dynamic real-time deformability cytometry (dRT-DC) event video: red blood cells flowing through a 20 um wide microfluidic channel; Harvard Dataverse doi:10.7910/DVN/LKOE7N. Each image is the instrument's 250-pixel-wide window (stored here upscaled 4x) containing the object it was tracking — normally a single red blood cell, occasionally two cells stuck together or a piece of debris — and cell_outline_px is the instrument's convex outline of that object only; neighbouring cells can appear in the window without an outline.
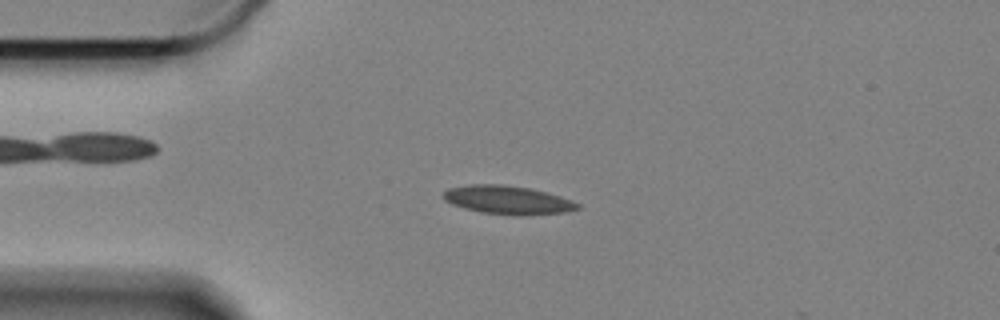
{"species": "Egyptian fruit bat (a non-hibernating species)", "species_latin": "Rousettus aegyptiacus", "temperature_condition": "cold", "stored_images_in_passage": 54, "camera_frame_rate_fps": 3000, "um_per_image_px": 0.085, "animal": {"sex": "female"}, "frame": {"image": 1, "passage_image": 12, "time_ms": 3.667, "image_size_px": [1000, 320], "cell_outline_px": [[580, 208], [564, 212], [520, 216], [512, 216], [480, 212], [464, 208], [452, 204], [444, 200], [440, 196], [448, 188], [468, 184], [500, 184], [528, 188], [560, 196], [572, 200], [580, 204]], "centroid_in_image_um": [43.11, 17.0], "position_along_channel_um": 41.9, "area_um2": 22.43}}
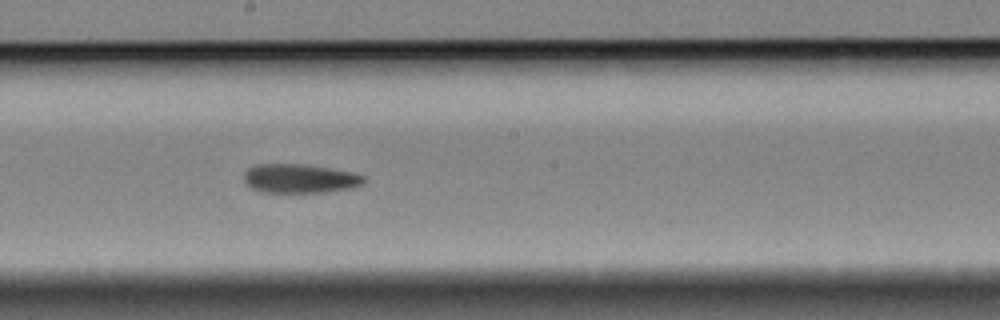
{"frame": {"image": 2, "passage_image": 30, "time_ms": 9.667, "image_size_px": [1000, 320], "cell_outline_px": [[368, 176], [364, 184], [352, 188], [324, 192], [260, 192], [252, 188], [244, 180], [244, 172], [248, 168], [256, 164], [304, 164], [352, 172]], "centroid_in_image_um": [25.52, 15.17], "position_along_channel_um": 222.7, "area_um2": 20.4}}
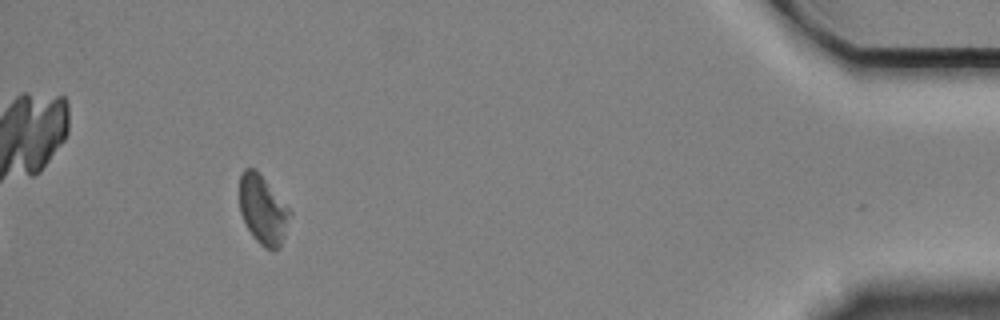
{"frame": {"image": 3, "passage_image": 53, "time_ms": 17.333, "image_size_px": [1000, 320], "cell_outline_px": [[292, 212], [280, 248], [272, 252], [264, 248], [252, 236], [240, 212], [240, 176], [244, 168], [256, 168]], "centroid_in_image_um": [22.35, 17.85], "position_along_channel_um": 412.8, "area_um2": 20.29}, "authors_computed_cell_mechanics": {"area_um2": 20.6057, "velocity_mm_per_s": 3.3185, "shape_relaxation_time_tau1_ms": 8.1159, "shape_relaxation_time_tau2_ms": 2.5698, "deformation_change_tau1": 0.1639, "deformation_change_tau2": 0.0884}}